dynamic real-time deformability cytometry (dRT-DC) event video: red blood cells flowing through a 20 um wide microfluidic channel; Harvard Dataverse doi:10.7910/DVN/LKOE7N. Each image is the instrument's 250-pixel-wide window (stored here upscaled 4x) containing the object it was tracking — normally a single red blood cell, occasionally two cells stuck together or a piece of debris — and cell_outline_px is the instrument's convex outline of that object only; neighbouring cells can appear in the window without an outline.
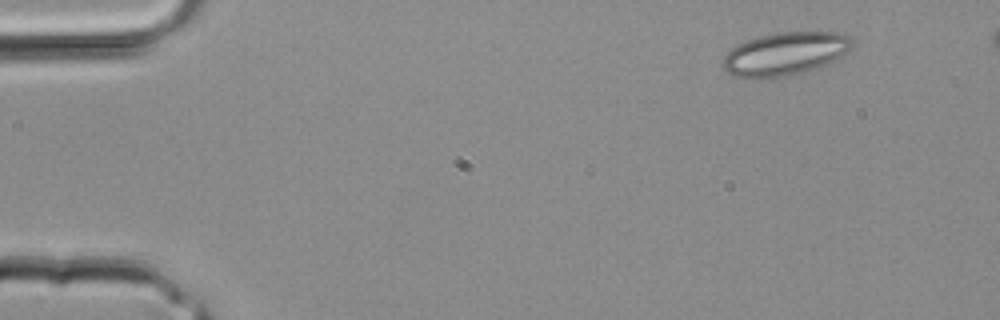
{"species": "common noctule bat (a hibernating species)", "species_latin": "Nyctalus noctula", "temperature_condition": "room temperature", "stored_images_in_passage": 3, "camera_frame_rate_fps": 3000, "um_per_image_px": 0.085, "animal": {"sex": "male", "body_mass_g": 20.4}, "frame": {"image": 1, "passage_image": 1, "time_ms": 0.0, "image_size_px": [1000, 320], "cell_outline_px": [[852, 44], [844, 52], [832, 60], [824, 64], [788, 76], [756, 80], [744, 80], [732, 76], [720, 64], [724, 56], [732, 48], [748, 40], [760, 36], [776, 32], [836, 32], [848, 36], [852, 40]], "centroid_in_image_um": [66.6, 4.6], "position_along_channel_um": 18.4, "area_um2": 32.25}}